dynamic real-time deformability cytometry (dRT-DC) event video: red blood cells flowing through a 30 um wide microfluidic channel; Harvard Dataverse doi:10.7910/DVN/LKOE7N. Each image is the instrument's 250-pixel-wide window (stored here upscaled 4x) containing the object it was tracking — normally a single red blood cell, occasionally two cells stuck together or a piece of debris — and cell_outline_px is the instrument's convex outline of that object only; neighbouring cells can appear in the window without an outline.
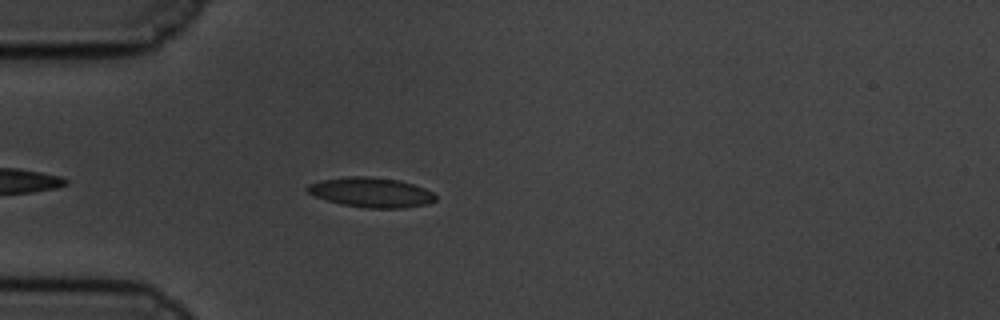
{"species": "common noctule bat (a hibernating species)", "species_latin": "Nyctalus noctula", "temperature_condition": "cold", "stored_images_in_passage": 31, "camera_frame_rate_fps": 3000, "um_per_image_px": 0.085, "animal": {"sex": "male", "body_mass_g": 19.5, "forearm_length_mm": 54.6}, "frame": {"image": 1, "passage_image": 5, "time_ms": 1.333, "image_size_px": [1000, 320], "cell_outline_px": [[436, 200], [428, 204], [404, 208], [364, 208], [340, 204], [316, 196], [308, 192], [304, 188], [308, 184], [320, 180], [348, 176], [368, 176], [400, 180], [424, 188], [432, 192], [436, 196]], "centroid_in_image_um": [31.54, 16.35], "position_along_channel_um": 53.5, "area_um2": 22.37}}
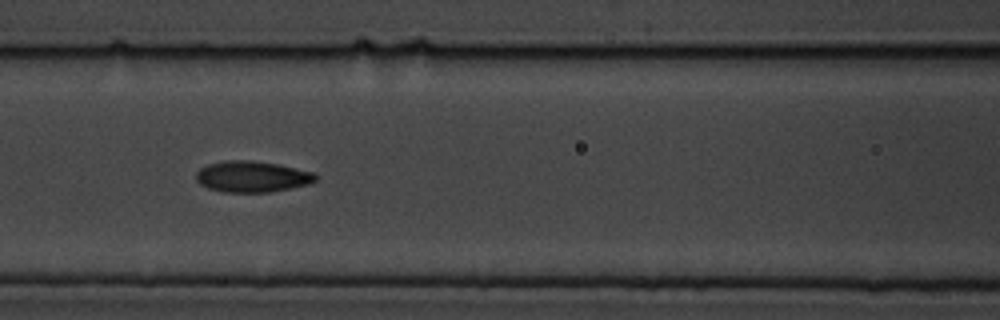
{"frame": {"image": 2, "passage_image": 14, "time_ms": 4.333, "image_size_px": [1000, 320], "cell_outline_px": [[316, 180], [308, 184], [292, 188], [268, 192], [224, 192], [208, 188], [200, 184], [196, 180], [196, 172], [200, 168], [208, 164], [224, 160], [248, 160], [276, 164], [312, 172], [316, 176]], "centroid_in_image_um": [21.38, 15.01], "position_along_channel_um": 145.2, "area_um2": 21.5}}
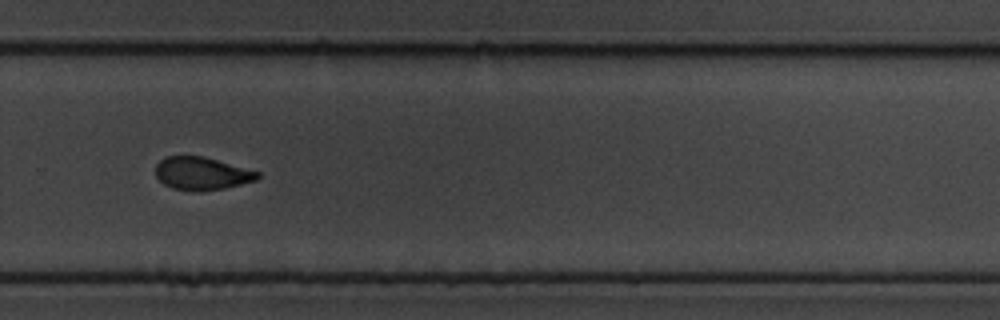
{"frame": {"image": 3, "passage_image": 29, "time_ms": 9.333, "image_size_px": [1000, 320], "cell_outline_px": [[260, 176], [256, 180], [224, 188], [200, 192], [192, 192], [172, 188], [164, 184], [156, 176], [156, 164], [164, 156], [204, 156], [260, 172]], "centroid_in_image_um": [17.13, 14.75], "position_along_channel_um": 312.7, "area_um2": 19.65}}